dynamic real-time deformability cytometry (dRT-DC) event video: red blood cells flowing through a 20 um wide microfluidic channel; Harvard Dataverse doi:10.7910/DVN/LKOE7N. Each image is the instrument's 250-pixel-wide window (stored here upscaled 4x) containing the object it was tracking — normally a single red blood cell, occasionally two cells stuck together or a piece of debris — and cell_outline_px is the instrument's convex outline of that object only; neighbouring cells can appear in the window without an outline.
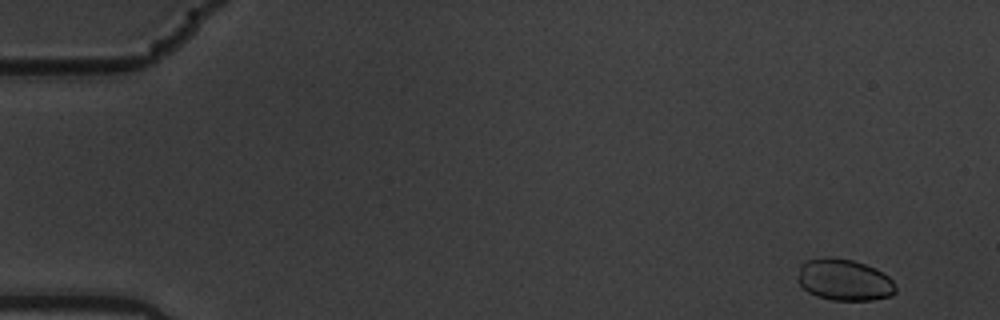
{"species": "common noctule bat (a hibernating species)", "species_latin": "Nyctalus noctula", "temperature_condition": "warm", "stored_images_in_passage": 56, "camera_frame_rate_fps": 3000, "um_per_image_px": 0.085, "animal": {"sex": "male", "body_mass_g": 19.5, "forearm_length_mm": 54.6}, "frame": {"image": 1, "passage_image": 2, "time_ms": 0.333, "image_size_px": [1000, 320], "cell_outline_px": [[896, 292], [892, 296], [872, 300], [832, 300], [816, 296], [808, 292], [796, 280], [800, 264], [804, 260], [824, 256], [832, 256], [852, 260], [876, 268], [888, 276], [892, 280], [896, 288]], "centroid_in_image_um": [71.72, 23.77], "position_along_channel_um": 13.3, "area_um2": 24.1}}
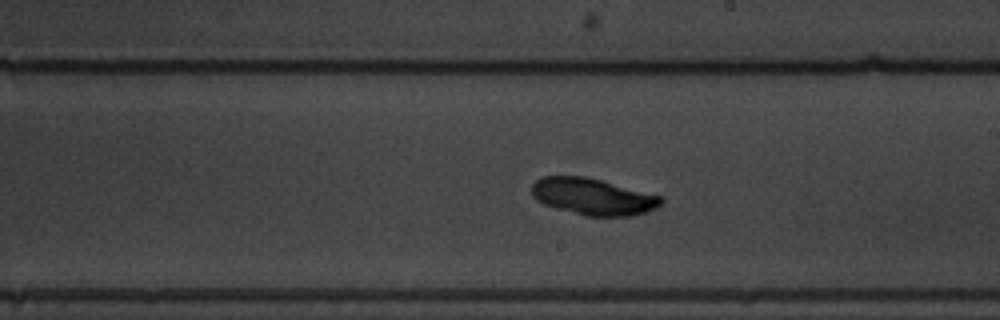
{"frame": {"image": 2, "passage_image": 32, "time_ms": 10.333, "image_size_px": [1000, 320], "cell_outline_px": [[664, 204], [648, 212], [632, 216], [584, 216], [556, 208], [544, 204], [536, 200], [532, 196], [532, 184], [540, 176], [584, 176], [600, 180], [660, 196], [664, 200]], "centroid_in_image_um": [50.39, 16.72], "position_along_channel_um": 238.6, "area_um2": 27.69}}
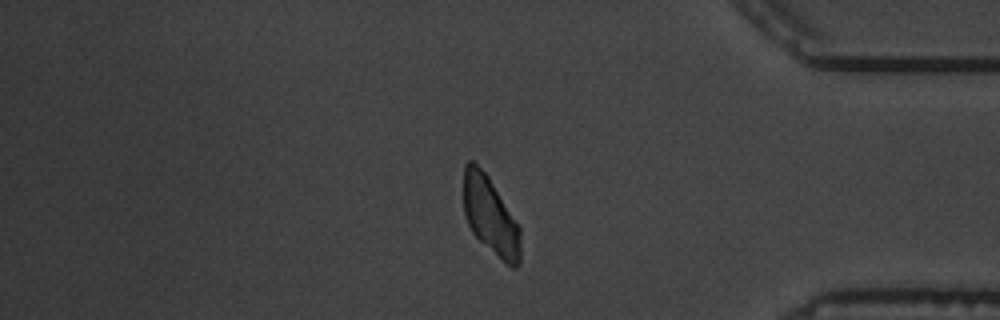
{"frame": {"image": 3, "passage_image": 47, "time_ms": 15.333, "image_size_px": [1000, 320], "cell_outline_px": [[520, 264], [516, 268], [512, 268], [504, 264], [472, 232], [464, 216], [464, 164], [468, 160], [472, 160], [488, 176], [520, 228]], "centroid_in_image_um": [41.68, 18.39], "position_along_channel_um": 393.5, "area_um2": 25.66}, "authors_computed_cell_mechanics": {"area_um2": 26.2412, "velocity_mm_per_s": 3.5478, "shape_relaxation_time_tau1_ms": 0.677, "shape_relaxation_time_tau2_ms": null, "deformation_change_tau1": null, "deformation_change_tau2": null}}